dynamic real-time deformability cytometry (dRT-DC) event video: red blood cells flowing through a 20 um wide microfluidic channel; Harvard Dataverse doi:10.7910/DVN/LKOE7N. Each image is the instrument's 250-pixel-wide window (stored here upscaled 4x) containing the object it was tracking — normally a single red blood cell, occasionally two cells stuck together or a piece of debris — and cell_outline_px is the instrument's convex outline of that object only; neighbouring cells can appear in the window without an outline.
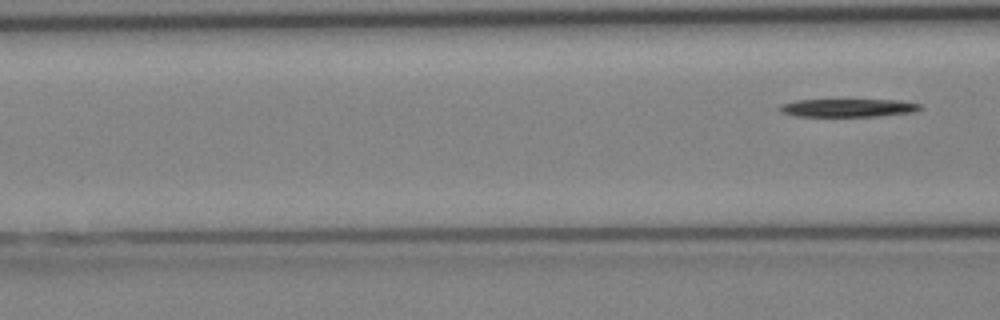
{"species": "Egyptian fruit bat (a non-hibernating species)", "species_latin": "Rousettus aegyptiacus", "temperature_condition": "cold", "stored_images_in_passage": 4, "segment_of_instrument_passage": [2, 2], "camera_frame_rate_fps": 3000, "um_per_image_px": 0.085, "animal": {"sex": "female"}, "frame": {"image": 1, "passage_image": 4, "time_ms": 4.667, "image_size_px": [1000, 320], "cell_outline_px": [[924, 108], [912, 112], [876, 116], [796, 116], [780, 112], [780, 104], [796, 100], [900, 100], [920, 104]], "centroid_in_image_um": [72.08, 9.16], "position_along_channel_um": 94.5, "area_um2": 14.68}}